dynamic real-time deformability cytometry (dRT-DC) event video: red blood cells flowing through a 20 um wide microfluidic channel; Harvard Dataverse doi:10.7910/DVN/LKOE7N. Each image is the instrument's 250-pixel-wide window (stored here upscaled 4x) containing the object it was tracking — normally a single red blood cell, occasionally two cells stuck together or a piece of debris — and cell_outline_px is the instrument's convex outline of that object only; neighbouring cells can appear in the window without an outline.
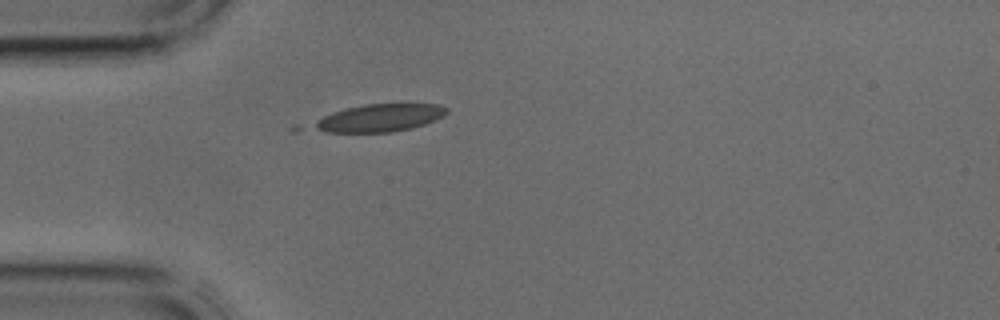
{"species": "common noctule bat (a hibernating species)", "species_latin": "Nyctalus noctula", "temperature_condition": "cold", "stored_images_in_passage": 1, "camera_frame_rate_fps": 3000, "um_per_image_px": 0.085, "animal": {"sex": "male", "body_mass_g": 17.9, "forearm_length_mm": 54.2}, "frame": {"image": 1, "passage_image": 1, "time_ms": 0.0, "image_size_px": [1000, 320], "cell_outline_px": [[448, 112], [444, 116], [424, 124], [412, 128], [392, 132], [292, 132], [288, 128], [292, 124], [344, 108], [364, 104], [436, 104], [448, 108]], "centroid_in_image_um": [31.65, 10.08], "position_along_channel_um": 53.3, "area_um2": 23.64}}